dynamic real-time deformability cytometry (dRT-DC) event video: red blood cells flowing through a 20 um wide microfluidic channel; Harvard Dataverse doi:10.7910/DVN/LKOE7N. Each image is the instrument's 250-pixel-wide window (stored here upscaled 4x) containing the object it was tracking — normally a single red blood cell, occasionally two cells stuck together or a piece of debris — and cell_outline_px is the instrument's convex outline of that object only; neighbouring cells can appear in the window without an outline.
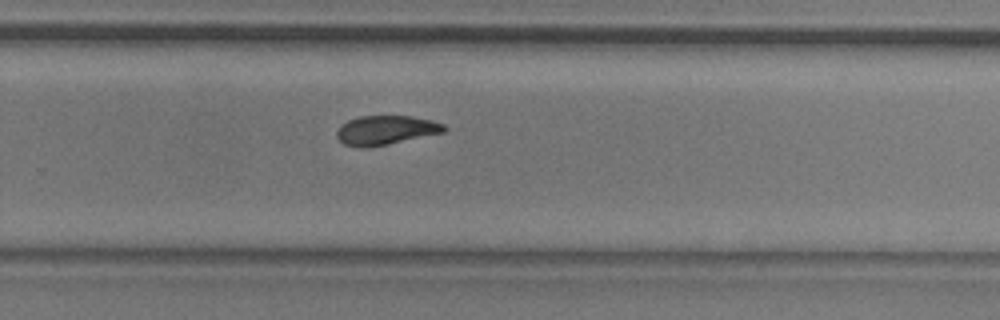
{"species": "common noctule bat (a hibernating species)", "species_latin": "Nyctalus noctula", "temperature_condition": "room temperature", "stored_images_in_passage": 59, "camera_frame_rate_fps": 3000, "um_per_image_px": 0.085, "animal": {"sex": "male", "body_mass_g": 20.5, "forearm_length_mm": 52.5}, "frame": {"image": 1, "passage_image": 40, "time_ms": 13.0, "image_size_px": [1000, 320], "cell_outline_px": [[448, 128], [444, 132], [388, 144], [368, 148], [360, 148], [344, 144], [336, 136], [336, 132], [348, 120], [360, 116], [412, 116], [432, 120], [444, 124]], "centroid_in_image_um": [32.81, 11.07], "position_along_channel_um": 297.0, "area_um2": 18.21}}
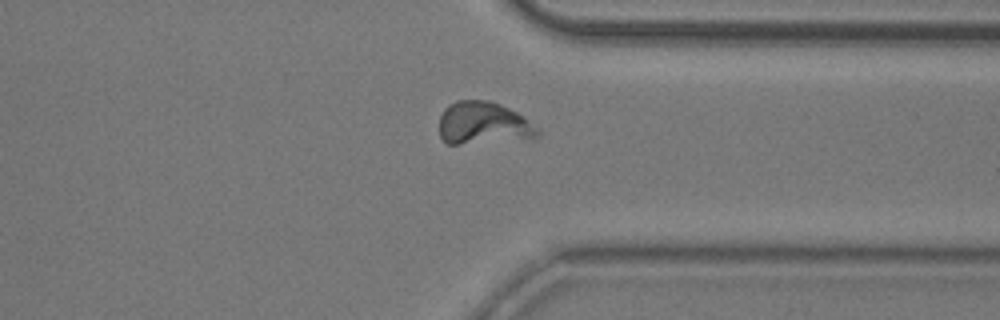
{"frame": {"image": 2, "passage_image": 46, "time_ms": 15.0, "image_size_px": [1000, 320], "cell_outline_px": [[540, 136], [460, 144], [448, 144], [440, 136], [440, 116], [444, 108], [448, 104], [456, 100], [488, 100], [500, 104], [524, 116], [540, 132]], "centroid_in_image_um": [41.02, 10.44], "position_along_channel_um": 370.4, "area_um2": 23.93}}